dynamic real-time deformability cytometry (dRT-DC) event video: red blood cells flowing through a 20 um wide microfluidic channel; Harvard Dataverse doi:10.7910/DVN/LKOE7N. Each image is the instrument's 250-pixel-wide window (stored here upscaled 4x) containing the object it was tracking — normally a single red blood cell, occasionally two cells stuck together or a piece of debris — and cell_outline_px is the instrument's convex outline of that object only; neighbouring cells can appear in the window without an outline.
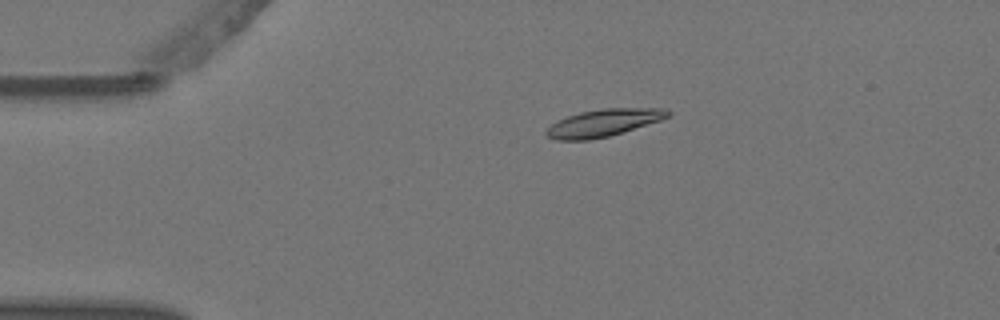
{"species": "Egyptian fruit bat (a non-hibernating species)", "species_latin": "Rousettus aegyptiacus", "temperature_condition": "warm", "stored_images_in_passage": 5, "camera_frame_rate_fps": 3000, "um_per_image_px": 0.085, "animal": {"sex": "female"}, "frame": {"image": 1, "passage_image": 3, "time_ms": 0.667, "image_size_px": [1000, 320], "cell_outline_px": [[672, 112], [668, 116], [660, 120], [608, 136], [588, 140], [556, 140], [548, 136], [544, 132], [552, 124], [568, 116], [580, 112], [604, 108], [668, 108]], "centroid_in_image_um": [51.31, 10.43], "position_along_channel_um": 33.7, "area_um2": 19.02}}
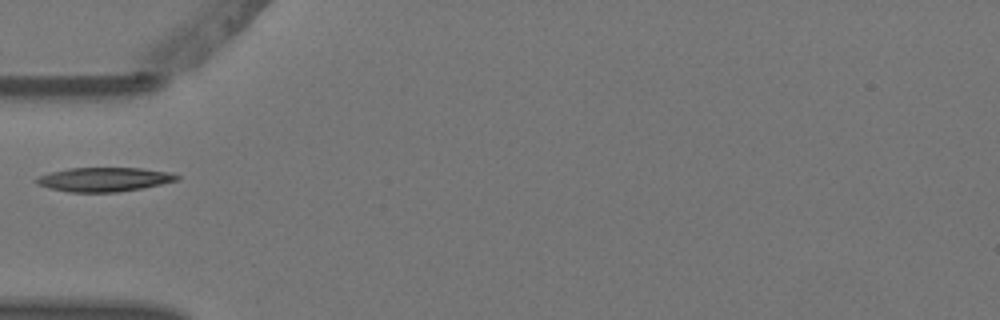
{"frame": {"image": 2, "passage_image": 5, "time_ms": 1.333, "image_size_px": [1000, 320], "cell_outline_px": [[180, 176], [176, 180], [160, 184], [140, 188], [116, 192], [68, 192], [48, 188], [36, 184], [32, 180], [40, 176], [52, 172], [68, 168], [140, 168], [172, 172]], "centroid_in_image_um": [8.81, 15.25], "position_along_channel_um": 76.2, "area_um2": 19.65}}